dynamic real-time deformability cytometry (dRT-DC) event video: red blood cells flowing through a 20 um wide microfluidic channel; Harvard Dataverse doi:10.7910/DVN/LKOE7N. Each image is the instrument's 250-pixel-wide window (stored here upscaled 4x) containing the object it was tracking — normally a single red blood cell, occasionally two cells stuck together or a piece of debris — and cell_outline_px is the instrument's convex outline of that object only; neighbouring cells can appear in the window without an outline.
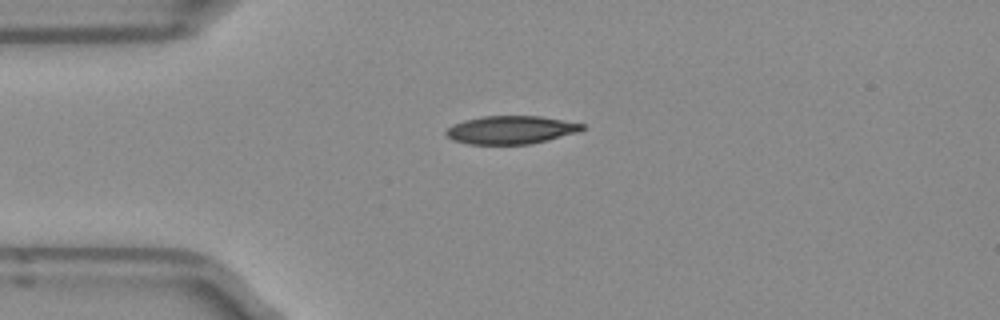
{"species": "Egyptian fruit bat (a non-hibernating species)", "species_latin": "Rousettus aegyptiacus", "temperature_condition": "room temperature", "stored_images_in_passage": 30, "camera_frame_rate_fps": 3000, "um_per_image_px": 0.085, "frame": {"image": 1, "passage_image": 1, "time_ms": 0.0, "image_size_px": [1000, 320], "cell_outline_px": [[584, 128], [580, 132], [548, 140], [528, 144], [468, 144], [452, 140], [444, 132], [448, 128], [464, 120], [484, 116], [540, 116], [584, 124]], "centroid_in_image_um": [43.44, 11.04], "position_along_channel_um": 41.6, "area_um2": 22.2}}
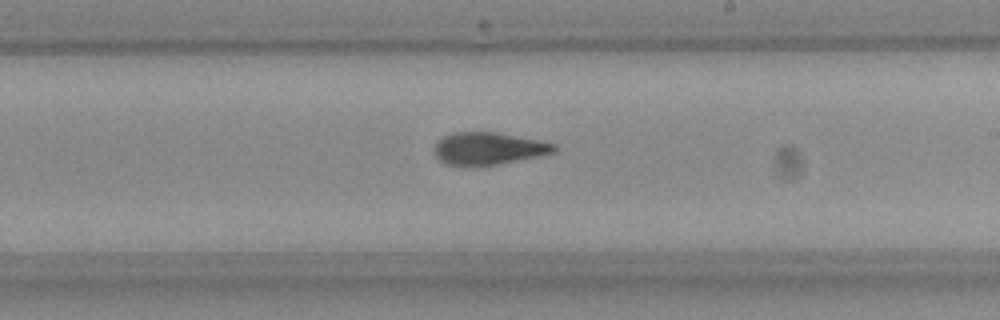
{"frame": {"image": 2, "passage_image": 18, "time_ms": 5.667, "image_size_px": [1000, 320], "cell_outline_px": [[560, 148], [556, 152], [496, 164], [448, 164], [440, 160], [436, 156], [436, 144], [444, 136], [452, 132], [496, 132], [556, 144]], "centroid_in_image_um": [41.56, 12.59], "position_along_channel_um": 247.4, "area_um2": 21.79}}
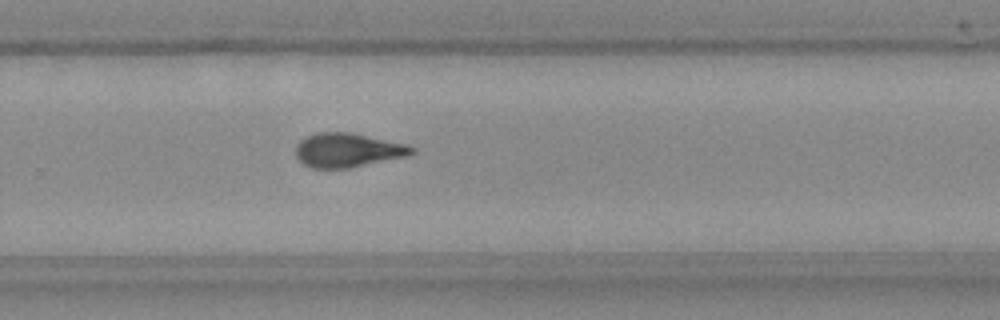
{"frame": {"image": 3, "passage_image": 22, "time_ms": 7.0, "image_size_px": [1000, 320], "cell_outline_px": [[416, 152], [408, 156], [352, 168], [312, 168], [304, 164], [296, 156], [296, 144], [300, 140], [308, 136], [320, 132], [352, 132], [408, 144], [416, 148]], "centroid_in_image_um": [29.61, 12.76], "position_along_channel_um": 300.2, "area_um2": 23.35}, "authors_computed_cell_mechanics": {"area_um2": 23.2067, "velocity_mm_per_s": 3.9706, "shape_relaxation_time_tau1_ms": 6.4186, "shape_relaxation_time_tau2_ms": 2.4555, "deformation_change_tau1": 0.197, "deformation_change_tau2": 0.0732}}